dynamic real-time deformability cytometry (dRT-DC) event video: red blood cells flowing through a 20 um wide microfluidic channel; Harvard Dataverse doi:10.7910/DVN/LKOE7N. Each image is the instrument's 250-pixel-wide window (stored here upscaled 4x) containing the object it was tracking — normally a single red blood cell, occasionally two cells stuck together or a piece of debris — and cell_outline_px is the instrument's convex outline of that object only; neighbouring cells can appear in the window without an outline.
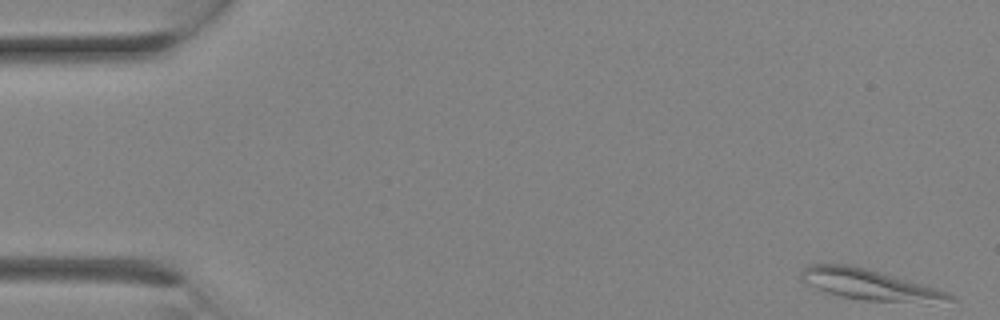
{"species": "Egyptian fruit bat (a non-hibernating species)", "species_latin": "Rousettus aegyptiacus", "temperature_condition": "room temperature", "stored_images_in_passage": 16, "camera_frame_rate_fps": 3000, "um_per_image_px": 0.085, "animal": {"sex": "female"}, "frame": {"image": 1, "passage_image": 1, "time_ms": 0.0, "image_size_px": [1000, 320], "cell_outline_px": [[960, 300], [928, 304], [924, 304], [864, 300], [840, 296], [816, 288], [804, 280], [800, 276], [800, 272], [808, 264], [848, 264], [868, 268], [936, 288], [948, 292], [956, 296]], "centroid_in_image_um": [74.05, 24.22], "position_along_channel_um": 11.0, "area_um2": 26.93}}
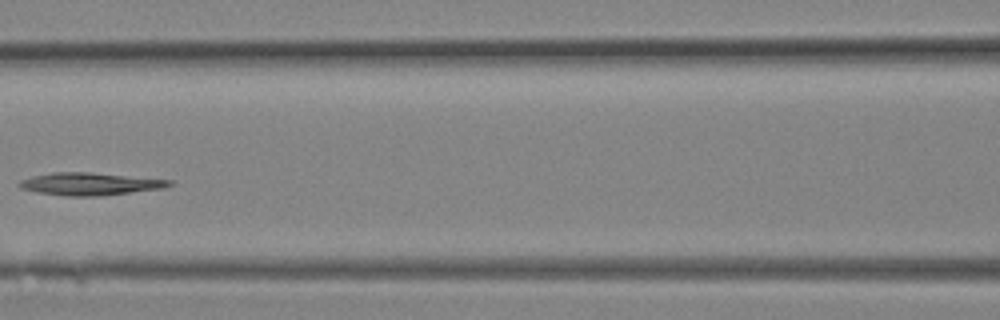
{"frame": {"image": 2, "passage_image": 12, "time_ms": 3.667, "image_size_px": [1000, 320], "cell_outline_px": [[172, 184], [164, 188], [100, 196], [68, 196], [40, 192], [20, 188], [16, 184], [20, 180], [32, 176], [52, 172], [88, 172], [172, 180]], "centroid_in_image_um": [7.62, 15.63], "position_along_channel_um": 159.0, "area_um2": 19.54}}
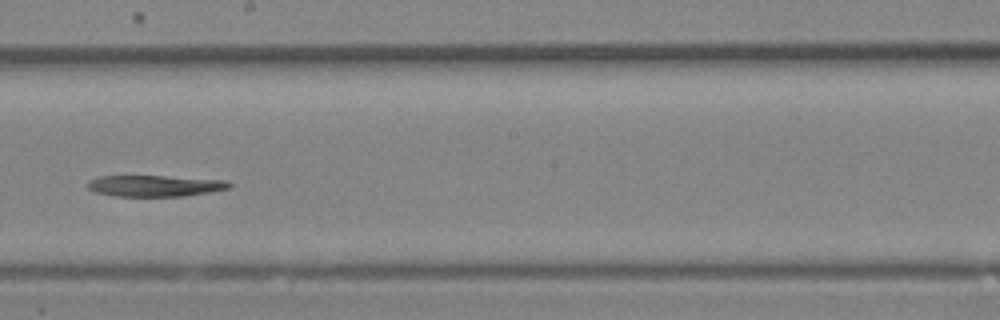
{"frame": {"image": 3, "passage_image": 15, "time_ms": 4.667, "image_size_px": [1000, 320], "cell_outline_px": [[232, 188], [184, 196], [116, 196], [96, 192], [88, 188], [88, 180], [100, 176], [164, 176], [228, 180], [232, 184]], "centroid_in_image_um": [13.21, 15.79], "position_along_channel_um": 235.0, "area_um2": 17.51}}